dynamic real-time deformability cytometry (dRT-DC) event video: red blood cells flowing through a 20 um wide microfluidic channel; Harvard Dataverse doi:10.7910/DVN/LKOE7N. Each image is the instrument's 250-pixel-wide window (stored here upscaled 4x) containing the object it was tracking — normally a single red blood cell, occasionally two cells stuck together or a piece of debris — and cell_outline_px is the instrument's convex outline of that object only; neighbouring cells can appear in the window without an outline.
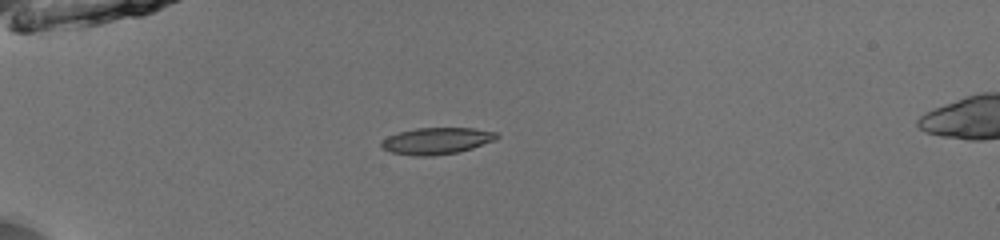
{"species": "common noctule bat (a hibernating species)", "species_latin": "Nyctalus noctula", "temperature_condition": "room temperature", "stored_images_in_passage": 37, "camera_frame_rate_fps": 3000, "um_per_image_px": 0.085, "animal": {"sex": "male", "body_mass_g": 13.0, "forearm_length_mm": 53.1}, "frame": {"image": 1, "passage_image": 1, "time_ms": 0.0, "image_size_px": [1000, 240], "cell_outline_px": [[500, 136], [496, 140], [472, 148], [456, 152], [432, 156], [416, 156], [392, 152], [384, 148], [380, 144], [380, 140], [388, 136], [400, 132], [416, 128], [472, 128], [496, 132]], "centroid_in_image_um": [37.12, 11.97], "position_along_channel_um": 47.9, "area_um2": 17.8}}
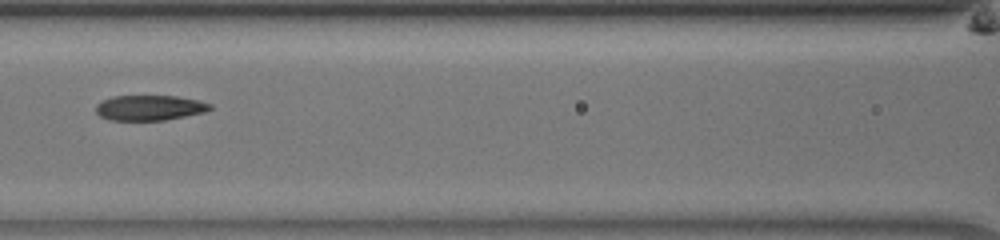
{"frame": {"image": 2, "passage_image": 11, "time_ms": 3.333, "image_size_px": [1000, 240], "cell_outline_px": [[212, 108], [204, 112], [164, 120], [108, 120], [100, 116], [96, 112], [96, 104], [100, 100], [112, 96], [176, 96], [200, 100], [212, 104]], "centroid_in_image_um": [12.69, 9.15], "position_along_channel_um": 153.9, "area_um2": 16.88}}
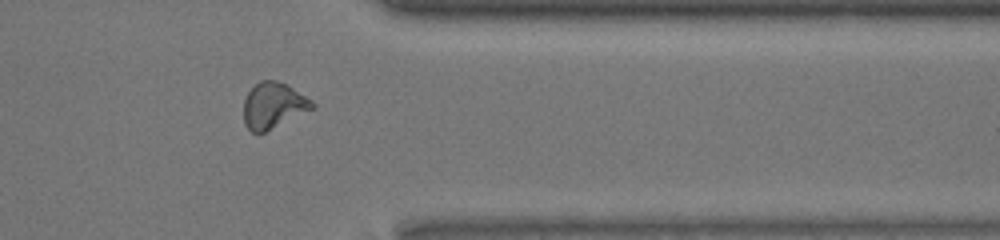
{"frame": {"image": 3, "passage_image": 29, "time_ms": 9.333, "image_size_px": [1000, 240], "cell_outline_px": [[316, 108], [264, 132], [252, 132], [244, 124], [244, 100], [248, 92], [260, 80], [276, 80], [288, 84], [312, 100], [316, 104]], "centroid_in_image_um": [23.27, 8.95], "position_along_channel_um": 388.1, "area_um2": 18.44}, "authors_computed_cell_mechanics": {"area_um2": 18.0336, "velocity_mm_per_s": 3.9737, "shape_relaxation_time_tau1_ms": 6.6143, "shape_relaxation_time_tau2_ms": 2.4432, "deformation_change_tau1": 0.1904, "deformation_change_tau2": 0.0801}}